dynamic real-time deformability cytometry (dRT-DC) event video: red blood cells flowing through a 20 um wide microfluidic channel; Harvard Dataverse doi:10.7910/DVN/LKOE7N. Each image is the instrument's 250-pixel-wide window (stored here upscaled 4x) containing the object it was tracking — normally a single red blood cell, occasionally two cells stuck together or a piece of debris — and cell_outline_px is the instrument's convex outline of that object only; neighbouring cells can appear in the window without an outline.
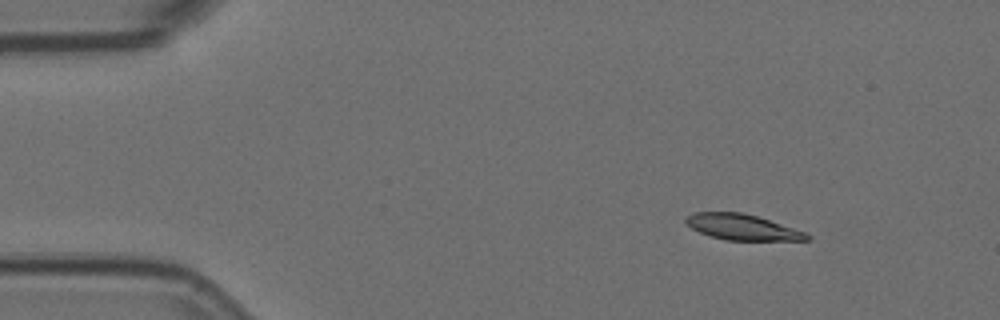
{"species": "Egyptian fruit bat (a non-hibernating species)", "species_latin": "Rousettus aegyptiacus", "temperature_condition": "room temperature", "stored_images_in_passage": 56, "camera_frame_rate_fps": 3000, "um_per_image_px": 0.085, "animal": {"sex": "female"}, "frame": {"image": 1, "passage_image": 7, "time_ms": 2.0, "image_size_px": [1000, 320], "cell_outline_px": [[812, 236], [808, 240], [724, 240], [700, 232], [692, 228], [684, 220], [684, 216], [692, 212], [744, 212], [804, 232]], "centroid_in_image_um": [63.03, 19.29], "position_along_channel_um": 22.0, "area_um2": 17.92}}
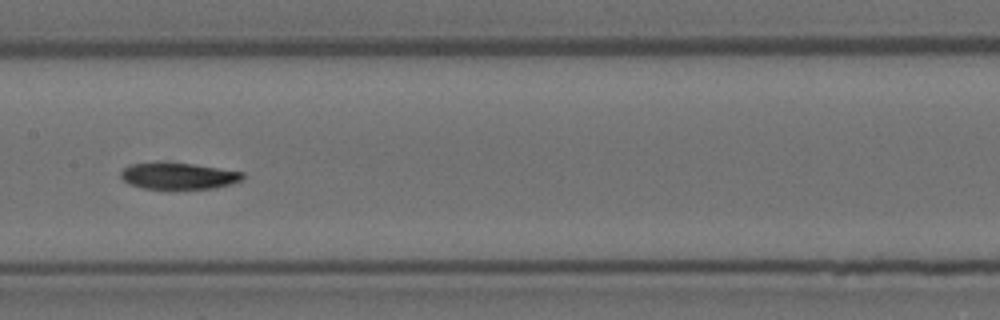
{"frame": {"image": 2, "passage_image": 28, "time_ms": 9.0, "image_size_px": [1000, 320], "cell_outline_px": [[244, 176], [240, 180], [228, 184], [212, 188], [168, 192], [144, 188], [128, 184], [120, 176], [120, 172], [128, 164], [192, 164], [244, 172]], "centroid_in_image_um": [15.13, 15.02], "position_along_channel_um": 192.3, "area_um2": 19.02}}
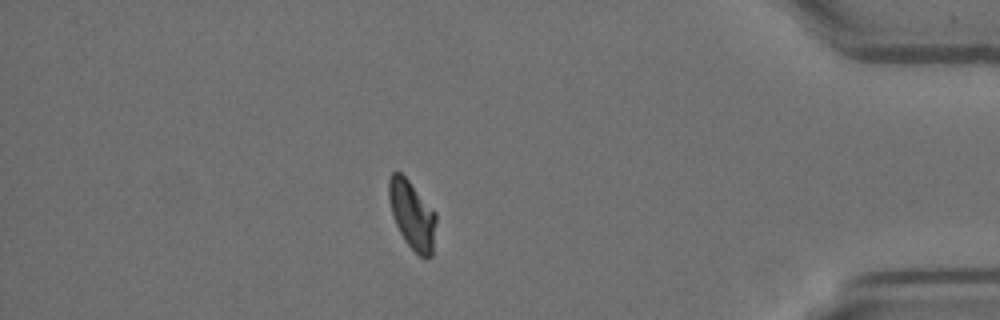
{"frame": {"image": 3, "passage_image": 49, "time_ms": 16.0, "image_size_px": [1000, 320], "cell_outline_px": [[436, 220], [432, 256], [420, 256], [404, 240], [392, 216], [388, 200], [388, 180], [392, 172], [400, 172], [408, 180], [436, 212]], "centroid_in_image_um": [35.01, 18.24], "position_along_channel_um": 400.2, "area_um2": 18.67}, "authors_computed_cell_mechanics": {"area_um2": 19.5942, "velocity_mm_per_s": 3.5551, "shape_relaxation_time_tau1_ms": 5.8698, "shape_relaxation_time_tau2_ms": 8.1281, "deformation_change_tau1": 0.1639, "deformation_change_tau2": 0.1216}}